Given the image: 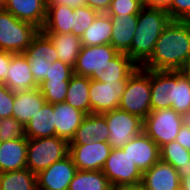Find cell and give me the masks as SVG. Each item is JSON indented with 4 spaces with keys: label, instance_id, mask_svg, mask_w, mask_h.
I'll return each instance as SVG.
<instances>
[{
    "label": "cell",
    "instance_id": "obj_1",
    "mask_svg": "<svg viewBox=\"0 0 190 190\" xmlns=\"http://www.w3.org/2000/svg\"><path fill=\"white\" fill-rule=\"evenodd\" d=\"M190 54V21L171 20L159 36L153 54L141 66L156 71H179Z\"/></svg>",
    "mask_w": 190,
    "mask_h": 190
},
{
    "label": "cell",
    "instance_id": "obj_2",
    "mask_svg": "<svg viewBox=\"0 0 190 190\" xmlns=\"http://www.w3.org/2000/svg\"><path fill=\"white\" fill-rule=\"evenodd\" d=\"M151 111L172 108L190 119V78L180 71L150 70Z\"/></svg>",
    "mask_w": 190,
    "mask_h": 190
},
{
    "label": "cell",
    "instance_id": "obj_3",
    "mask_svg": "<svg viewBox=\"0 0 190 190\" xmlns=\"http://www.w3.org/2000/svg\"><path fill=\"white\" fill-rule=\"evenodd\" d=\"M171 21L166 10L144 6L138 14L136 32L130 47V58L142 66L153 54L155 44Z\"/></svg>",
    "mask_w": 190,
    "mask_h": 190
},
{
    "label": "cell",
    "instance_id": "obj_4",
    "mask_svg": "<svg viewBox=\"0 0 190 190\" xmlns=\"http://www.w3.org/2000/svg\"><path fill=\"white\" fill-rule=\"evenodd\" d=\"M150 70L138 66L129 76L119 109L145 119L151 112Z\"/></svg>",
    "mask_w": 190,
    "mask_h": 190
},
{
    "label": "cell",
    "instance_id": "obj_5",
    "mask_svg": "<svg viewBox=\"0 0 190 190\" xmlns=\"http://www.w3.org/2000/svg\"><path fill=\"white\" fill-rule=\"evenodd\" d=\"M69 154V142L55 136L27 139V168L35 175Z\"/></svg>",
    "mask_w": 190,
    "mask_h": 190
},
{
    "label": "cell",
    "instance_id": "obj_6",
    "mask_svg": "<svg viewBox=\"0 0 190 190\" xmlns=\"http://www.w3.org/2000/svg\"><path fill=\"white\" fill-rule=\"evenodd\" d=\"M39 31L34 25L18 20L4 8L0 10V50L13 54L24 53Z\"/></svg>",
    "mask_w": 190,
    "mask_h": 190
},
{
    "label": "cell",
    "instance_id": "obj_7",
    "mask_svg": "<svg viewBox=\"0 0 190 190\" xmlns=\"http://www.w3.org/2000/svg\"><path fill=\"white\" fill-rule=\"evenodd\" d=\"M186 120L172 108L151 111L144 119L143 131L161 147L176 139Z\"/></svg>",
    "mask_w": 190,
    "mask_h": 190
},
{
    "label": "cell",
    "instance_id": "obj_8",
    "mask_svg": "<svg viewBox=\"0 0 190 190\" xmlns=\"http://www.w3.org/2000/svg\"><path fill=\"white\" fill-rule=\"evenodd\" d=\"M109 129L107 142L112 149L123 148L135 136L143 132L144 120L119 108L102 113Z\"/></svg>",
    "mask_w": 190,
    "mask_h": 190
},
{
    "label": "cell",
    "instance_id": "obj_9",
    "mask_svg": "<svg viewBox=\"0 0 190 190\" xmlns=\"http://www.w3.org/2000/svg\"><path fill=\"white\" fill-rule=\"evenodd\" d=\"M101 171L107 177L112 187L137 185L142 182L143 173L122 148L112 149Z\"/></svg>",
    "mask_w": 190,
    "mask_h": 190
},
{
    "label": "cell",
    "instance_id": "obj_10",
    "mask_svg": "<svg viewBox=\"0 0 190 190\" xmlns=\"http://www.w3.org/2000/svg\"><path fill=\"white\" fill-rule=\"evenodd\" d=\"M119 52L110 44L99 46H81L73 68L74 74L86 76L98 81L99 71Z\"/></svg>",
    "mask_w": 190,
    "mask_h": 190
},
{
    "label": "cell",
    "instance_id": "obj_11",
    "mask_svg": "<svg viewBox=\"0 0 190 190\" xmlns=\"http://www.w3.org/2000/svg\"><path fill=\"white\" fill-rule=\"evenodd\" d=\"M127 81L107 82L90 79V114H102L119 107Z\"/></svg>",
    "mask_w": 190,
    "mask_h": 190
},
{
    "label": "cell",
    "instance_id": "obj_12",
    "mask_svg": "<svg viewBox=\"0 0 190 190\" xmlns=\"http://www.w3.org/2000/svg\"><path fill=\"white\" fill-rule=\"evenodd\" d=\"M112 151L108 142L94 140L84 145H69V156L78 170L101 171Z\"/></svg>",
    "mask_w": 190,
    "mask_h": 190
},
{
    "label": "cell",
    "instance_id": "obj_13",
    "mask_svg": "<svg viewBox=\"0 0 190 190\" xmlns=\"http://www.w3.org/2000/svg\"><path fill=\"white\" fill-rule=\"evenodd\" d=\"M76 171V165L68 155L36 175L37 190H68Z\"/></svg>",
    "mask_w": 190,
    "mask_h": 190
},
{
    "label": "cell",
    "instance_id": "obj_14",
    "mask_svg": "<svg viewBox=\"0 0 190 190\" xmlns=\"http://www.w3.org/2000/svg\"><path fill=\"white\" fill-rule=\"evenodd\" d=\"M122 149L142 173L160 160V147L144 131Z\"/></svg>",
    "mask_w": 190,
    "mask_h": 190
},
{
    "label": "cell",
    "instance_id": "obj_15",
    "mask_svg": "<svg viewBox=\"0 0 190 190\" xmlns=\"http://www.w3.org/2000/svg\"><path fill=\"white\" fill-rule=\"evenodd\" d=\"M180 177L177 170L162 160L142 174V186L145 190H180Z\"/></svg>",
    "mask_w": 190,
    "mask_h": 190
},
{
    "label": "cell",
    "instance_id": "obj_16",
    "mask_svg": "<svg viewBox=\"0 0 190 190\" xmlns=\"http://www.w3.org/2000/svg\"><path fill=\"white\" fill-rule=\"evenodd\" d=\"M3 8L18 20L43 29L47 16V3L44 0H5Z\"/></svg>",
    "mask_w": 190,
    "mask_h": 190
},
{
    "label": "cell",
    "instance_id": "obj_17",
    "mask_svg": "<svg viewBox=\"0 0 190 190\" xmlns=\"http://www.w3.org/2000/svg\"><path fill=\"white\" fill-rule=\"evenodd\" d=\"M55 135L70 142L86 114L66 102L53 104Z\"/></svg>",
    "mask_w": 190,
    "mask_h": 190
},
{
    "label": "cell",
    "instance_id": "obj_18",
    "mask_svg": "<svg viewBox=\"0 0 190 190\" xmlns=\"http://www.w3.org/2000/svg\"><path fill=\"white\" fill-rule=\"evenodd\" d=\"M109 16L113 29L110 45L119 53H125L130 57V47L136 32L138 15Z\"/></svg>",
    "mask_w": 190,
    "mask_h": 190
},
{
    "label": "cell",
    "instance_id": "obj_19",
    "mask_svg": "<svg viewBox=\"0 0 190 190\" xmlns=\"http://www.w3.org/2000/svg\"><path fill=\"white\" fill-rule=\"evenodd\" d=\"M108 137L109 129L105 117L102 114L91 113L85 116L69 145H84L94 140L107 142Z\"/></svg>",
    "mask_w": 190,
    "mask_h": 190
},
{
    "label": "cell",
    "instance_id": "obj_20",
    "mask_svg": "<svg viewBox=\"0 0 190 190\" xmlns=\"http://www.w3.org/2000/svg\"><path fill=\"white\" fill-rule=\"evenodd\" d=\"M8 87L14 91H24L38 88L30 70V64L24 53H11V62L7 71Z\"/></svg>",
    "mask_w": 190,
    "mask_h": 190
},
{
    "label": "cell",
    "instance_id": "obj_21",
    "mask_svg": "<svg viewBox=\"0 0 190 190\" xmlns=\"http://www.w3.org/2000/svg\"><path fill=\"white\" fill-rule=\"evenodd\" d=\"M27 139L1 141L0 172H11L27 168Z\"/></svg>",
    "mask_w": 190,
    "mask_h": 190
},
{
    "label": "cell",
    "instance_id": "obj_22",
    "mask_svg": "<svg viewBox=\"0 0 190 190\" xmlns=\"http://www.w3.org/2000/svg\"><path fill=\"white\" fill-rule=\"evenodd\" d=\"M45 103L38 88L15 92L12 117L25 126Z\"/></svg>",
    "mask_w": 190,
    "mask_h": 190
},
{
    "label": "cell",
    "instance_id": "obj_23",
    "mask_svg": "<svg viewBox=\"0 0 190 190\" xmlns=\"http://www.w3.org/2000/svg\"><path fill=\"white\" fill-rule=\"evenodd\" d=\"M137 67L138 65L127 54L118 53L99 71L98 81L103 83L128 81Z\"/></svg>",
    "mask_w": 190,
    "mask_h": 190
},
{
    "label": "cell",
    "instance_id": "obj_24",
    "mask_svg": "<svg viewBox=\"0 0 190 190\" xmlns=\"http://www.w3.org/2000/svg\"><path fill=\"white\" fill-rule=\"evenodd\" d=\"M53 104L45 103L25 124V136L30 139L55 136Z\"/></svg>",
    "mask_w": 190,
    "mask_h": 190
},
{
    "label": "cell",
    "instance_id": "obj_25",
    "mask_svg": "<svg viewBox=\"0 0 190 190\" xmlns=\"http://www.w3.org/2000/svg\"><path fill=\"white\" fill-rule=\"evenodd\" d=\"M52 42L60 61L74 68L81 49V39L72 33H44Z\"/></svg>",
    "mask_w": 190,
    "mask_h": 190
},
{
    "label": "cell",
    "instance_id": "obj_26",
    "mask_svg": "<svg viewBox=\"0 0 190 190\" xmlns=\"http://www.w3.org/2000/svg\"><path fill=\"white\" fill-rule=\"evenodd\" d=\"M112 22L106 13H99L93 23L80 37L81 46H99L110 44L112 36Z\"/></svg>",
    "mask_w": 190,
    "mask_h": 190
},
{
    "label": "cell",
    "instance_id": "obj_27",
    "mask_svg": "<svg viewBox=\"0 0 190 190\" xmlns=\"http://www.w3.org/2000/svg\"><path fill=\"white\" fill-rule=\"evenodd\" d=\"M89 88L88 77L73 74L69 81L65 102L86 115L90 114Z\"/></svg>",
    "mask_w": 190,
    "mask_h": 190
},
{
    "label": "cell",
    "instance_id": "obj_28",
    "mask_svg": "<svg viewBox=\"0 0 190 190\" xmlns=\"http://www.w3.org/2000/svg\"><path fill=\"white\" fill-rule=\"evenodd\" d=\"M74 9L67 6H47L43 33H71L73 31Z\"/></svg>",
    "mask_w": 190,
    "mask_h": 190
},
{
    "label": "cell",
    "instance_id": "obj_29",
    "mask_svg": "<svg viewBox=\"0 0 190 190\" xmlns=\"http://www.w3.org/2000/svg\"><path fill=\"white\" fill-rule=\"evenodd\" d=\"M112 185L102 171L78 170L68 190H111Z\"/></svg>",
    "mask_w": 190,
    "mask_h": 190
},
{
    "label": "cell",
    "instance_id": "obj_30",
    "mask_svg": "<svg viewBox=\"0 0 190 190\" xmlns=\"http://www.w3.org/2000/svg\"><path fill=\"white\" fill-rule=\"evenodd\" d=\"M0 190H37L36 175L28 168L2 172Z\"/></svg>",
    "mask_w": 190,
    "mask_h": 190
},
{
    "label": "cell",
    "instance_id": "obj_31",
    "mask_svg": "<svg viewBox=\"0 0 190 190\" xmlns=\"http://www.w3.org/2000/svg\"><path fill=\"white\" fill-rule=\"evenodd\" d=\"M24 54L25 56H42L48 62L59 60L54 45L42 31H39V33L33 38Z\"/></svg>",
    "mask_w": 190,
    "mask_h": 190
},
{
    "label": "cell",
    "instance_id": "obj_32",
    "mask_svg": "<svg viewBox=\"0 0 190 190\" xmlns=\"http://www.w3.org/2000/svg\"><path fill=\"white\" fill-rule=\"evenodd\" d=\"M160 160L169 163L175 169L190 163V151L186 150L176 140L160 147Z\"/></svg>",
    "mask_w": 190,
    "mask_h": 190
},
{
    "label": "cell",
    "instance_id": "obj_33",
    "mask_svg": "<svg viewBox=\"0 0 190 190\" xmlns=\"http://www.w3.org/2000/svg\"><path fill=\"white\" fill-rule=\"evenodd\" d=\"M69 81H42L38 89L46 100V103L57 104L65 102Z\"/></svg>",
    "mask_w": 190,
    "mask_h": 190
},
{
    "label": "cell",
    "instance_id": "obj_34",
    "mask_svg": "<svg viewBox=\"0 0 190 190\" xmlns=\"http://www.w3.org/2000/svg\"><path fill=\"white\" fill-rule=\"evenodd\" d=\"M99 12L89 6H81L73 12V35L81 37L84 31L93 23Z\"/></svg>",
    "mask_w": 190,
    "mask_h": 190
},
{
    "label": "cell",
    "instance_id": "obj_35",
    "mask_svg": "<svg viewBox=\"0 0 190 190\" xmlns=\"http://www.w3.org/2000/svg\"><path fill=\"white\" fill-rule=\"evenodd\" d=\"M145 6L143 0H112L106 12L108 15H138Z\"/></svg>",
    "mask_w": 190,
    "mask_h": 190
},
{
    "label": "cell",
    "instance_id": "obj_36",
    "mask_svg": "<svg viewBox=\"0 0 190 190\" xmlns=\"http://www.w3.org/2000/svg\"><path fill=\"white\" fill-rule=\"evenodd\" d=\"M0 139H28L25 136V126L14 117L0 119Z\"/></svg>",
    "mask_w": 190,
    "mask_h": 190
},
{
    "label": "cell",
    "instance_id": "obj_37",
    "mask_svg": "<svg viewBox=\"0 0 190 190\" xmlns=\"http://www.w3.org/2000/svg\"><path fill=\"white\" fill-rule=\"evenodd\" d=\"M74 74L73 68L57 60L48 64L47 76L43 81H70Z\"/></svg>",
    "mask_w": 190,
    "mask_h": 190
},
{
    "label": "cell",
    "instance_id": "obj_38",
    "mask_svg": "<svg viewBox=\"0 0 190 190\" xmlns=\"http://www.w3.org/2000/svg\"><path fill=\"white\" fill-rule=\"evenodd\" d=\"M15 92L0 84V119L12 117Z\"/></svg>",
    "mask_w": 190,
    "mask_h": 190
},
{
    "label": "cell",
    "instance_id": "obj_39",
    "mask_svg": "<svg viewBox=\"0 0 190 190\" xmlns=\"http://www.w3.org/2000/svg\"><path fill=\"white\" fill-rule=\"evenodd\" d=\"M166 11L171 20L190 21V0H171Z\"/></svg>",
    "mask_w": 190,
    "mask_h": 190
},
{
    "label": "cell",
    "instance_id": "obj_40",
    "mask_svg": "<svg viewBox=\"0 0 190 190\" xmlns=\"http://www.w3.org/2000/svg\"><path fill=\"white\" fill-rule=\"evenodd\" d=\"M29 64L30 70L35 81L40 84L47 76L48 64L52 62L46 61L42 56H26Z\"/></svg>",
    "mask_w": 190,
    "mask_h": 190
},
{
    "label": "cell",
    "instance_id": "obj_41",
    "mask_svg": "<svg viewBox=\"0 0 190 190\" xmlns=\"http://www.w3.org/2000/svg\"><path fill=\"white\" fill-rule=\"evenodd\" d=\"M11 62V53L0 50V84L8 86V68Z\"/></svg>",
    "mask_w": 190,
    "mask_h": 190
},
{
    "label": "cell",
    "instance_id": "obj_42",
    "mask_svg": "<svg viewBox=\"0 0 190 190\" xmlns=\"http://www.w3.org/2000/svg\"><path fill=\"white\" fill-rule=\"evenodd\" d=\"M186 150L190 151V119H187L175 139Z\"/></svg>",
    "mask_w": 190,
    "mask_h": 190
},
{
    "label": "cell",
    "instance_id": "obj_43",
    "mask_svg": "<svg viewBox=\"0 0 190 190\" xmlns=\"http://www.w3.org/2000/svg\"><path fill=\"white\" fill-rule=\"evenodd\" d=\"M67 6L70 8H78L81 6H86V1L85 0H50L47 3V6Z\"/></svg>",
    "mask_w": 190,
    "mask_h": 190
},
{
    "label": "cell",
    "instance_id": "obj_44",
    "mask_svg": "<svg viewBox=\"0 0 190 190\" xmlns=\"http://www.w3.org/2000/svg\"><path fill=\"white\" fill-rule=\"evenodd\" d=\"M87 6L97 10L99 13H106L112 0H85Z\"/></svg>",
    "mask_w": 190,
    "mask_h": 190
},
{
    "label": "cell",
    "instance_id": "obj_45",
    "mask_svg": "<svg viewBox=\"0 0 190 190\" xmlns=\"http://www.w3.org/2000/svg\"><path fill=\"white\" fill-rule=\"evenodd\" d=\"M145 5L152 8L167 10L170 7L171 0H143Z\"/></svg>",
    "mask_w": 190,
    "mask_h": 190
},
{
    "label": "cell",
    "instance_id": "obj_46",
    "mask_svg": "<svg viewBox=\"0 0 190 190\" xmlns=\"http://www.w3.org/2000/svg\"><path fill=\"white\" fill-rule=\"evenodd\" d=\"M111 190H145L142 184L137 185H119L112 187Z\"/></svg>",
    "mask_w": 190,
    "mask_h": 190
},
{
    "label": "cell",
    "instance_id": "obj_47",
    "mask_svg": "<svg viewBox=\"0 0 190 190\" xmlns=\"http://www.w3.org/2000/svg\"><path fill=\"white\" fill-rule=\"evenodd\" d=\"M176 170L181 180L190 174V163H187L186 165H182V167H178Z\"/></svg>",
    "mask_w": 190,
    "mask_h": 190
},
{
    "label": "cell",
    "instance_id": "obj_48",
    "mask_svg": "<svg viewBox=\"0 0 190 190\" xmlns=\"http://www.w3.org/2000/svg\"><path fill=\"white\" fill-rule=\"evenodd\" d=\"M183 75L187 76L190 78V54L187 57L185 63L183 64V66L181 67V69L179 70Z\"/></svg>",
    "mask_w": 190,
    "mask_h": 190
},
{
    "label": "cell",
    "instance_id": "obj_49",
    "mask_svg": "<svg viewBox=\"0 0 190 190\" xmlns=\"http://www.w3.org/2000/svg\"><path fill=\"white\" fill-rule=\"evenodd\" d=\"M180 190H190V174L181 179Z\"/></svg>",
    "mask_w": 190,
    "mask_h": 190
},
{
    "label": "cell",
    "instance_id": "obj_50",
    "mask_svg": "<svg viewBox=\"0 0 190 190\" xmlns=\"http://www.w3.org/2000/svg\"><path fill=\"white\" fill-rule=\"evenodd\" d=\"M3 8V2L0 0V10Z\"/></svg>",
    "mask_w": 190,
    "mask_h": 190
}]
</instances>
